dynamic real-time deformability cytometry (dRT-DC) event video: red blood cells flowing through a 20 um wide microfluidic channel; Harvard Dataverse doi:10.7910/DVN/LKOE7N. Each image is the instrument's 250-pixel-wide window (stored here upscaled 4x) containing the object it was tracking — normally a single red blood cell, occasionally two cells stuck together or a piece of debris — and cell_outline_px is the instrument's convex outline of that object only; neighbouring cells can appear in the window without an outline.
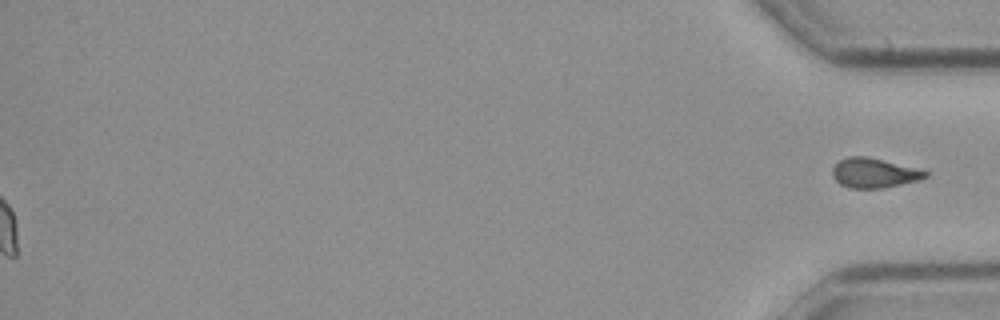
{"species": "common noctule bat (a hibernating species)", "species_latin": "Nyctalus noctula", "temperature_condition": "cold", "stored_images_in_passage": 47, "segment_of_instrument_passage": [2, 2], "camera_frame_rate_fps": 3000, "um_per_image_px": 0.085, "animal": {"sex": "male", "body_mass_g": 23.1, "forearm_length_mm": 52.7}, "frame": {"image": 1, "passage_image": 47, "time_ms": 15.333, "image_size_px": [1000, 320], "cell_outline_px": [[928, 176], [920, 180], [884, 188], [848, 188], [840, 184], [832, 176], [832, 168], [840, 160], [848, 156], [864, 156], [916, 168], [928, 172]], "centroid_in_image_um": [74.28, 14.71], "position_along_channel_um": 360.9, "area_um2": 15.95}}